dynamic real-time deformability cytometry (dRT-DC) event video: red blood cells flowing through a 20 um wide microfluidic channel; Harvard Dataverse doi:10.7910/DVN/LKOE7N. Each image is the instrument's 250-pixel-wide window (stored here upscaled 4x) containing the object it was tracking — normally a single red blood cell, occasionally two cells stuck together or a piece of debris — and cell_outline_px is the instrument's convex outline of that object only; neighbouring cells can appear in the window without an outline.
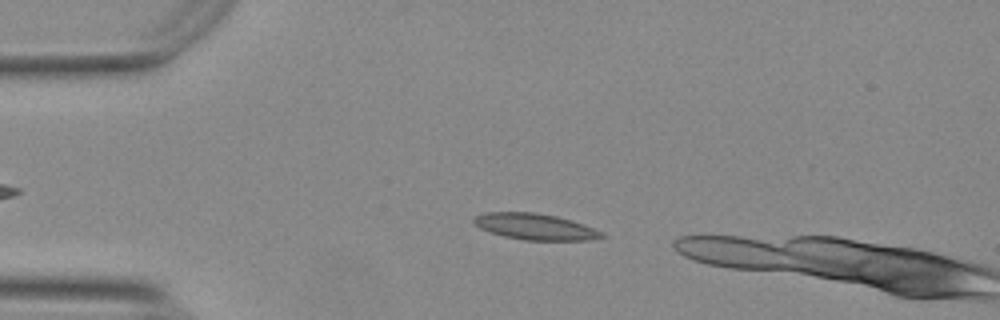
{"species": "Egyptian fruit bat (a non-hibernating species)", "species_latin": "Rousettus aegyptiacus", "temperature_condition": "warm", "stored_images_in_passage": 7, "camera_frame_rate_fps": 3000, "um_per_image_px": 0.085, "animal": {"sex": "female"}, "frame": {"image": 1, "passage_image": 5, "time_ms": 1.333, "image_size_px": [1000, 320], "cell_outline_px": [[604, 236], [588, 240], [524, 240], [504, 236], [480, 228], [472, 220], [476, 216], [484, 212], [536, 212], [556, 216], [584, 224], [604, 232]], "centroid_in_image_um": [45.49, 19.26], "position_along_channel_um": 39.5, "area_um2": 19.36}}